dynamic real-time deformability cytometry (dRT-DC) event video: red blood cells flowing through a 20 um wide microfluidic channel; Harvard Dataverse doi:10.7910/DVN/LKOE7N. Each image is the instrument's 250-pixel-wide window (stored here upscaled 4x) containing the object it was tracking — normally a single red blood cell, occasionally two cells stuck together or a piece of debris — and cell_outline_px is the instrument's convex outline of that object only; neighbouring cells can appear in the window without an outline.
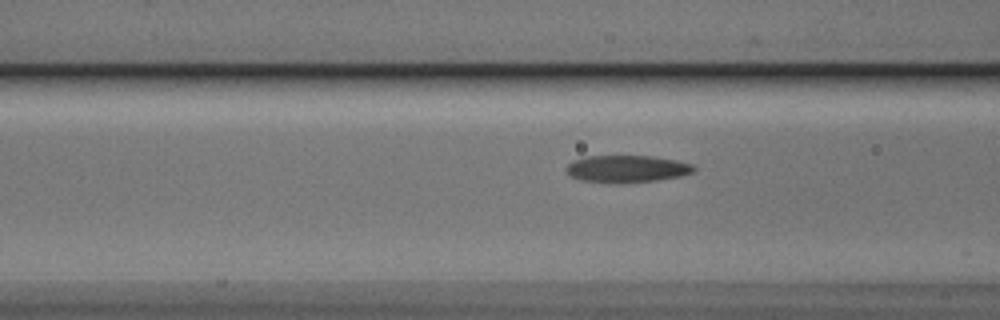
{"species": "Egyptian fruit bat (a non-hibernating species)", "species_latin": "Rousettus aegyptiacus", "temperature_condition": "cold", "stored_images_in_passage": 36, "camera_frame_rate_fps": 3000, "um_per_image_px": 0.085, "animal": {"sex": "male"}, "frame": {"image": 1, "passage_image": 8, "time_ms": 2.333, "image_size_px": [1000, 320], "cell_outline_px": [[696, 172], [680, 176], [656, 180], [616, 184], [580, 180], [572, 176], [564, 168], [572, 160], [588, 156], [652, 156], [676, 160], [692, 164], [696, 168]], "centroid_in_image_um": [53.29, 14.35], "position_along_channel_um": 113.3, "area_um2": 20.35}}
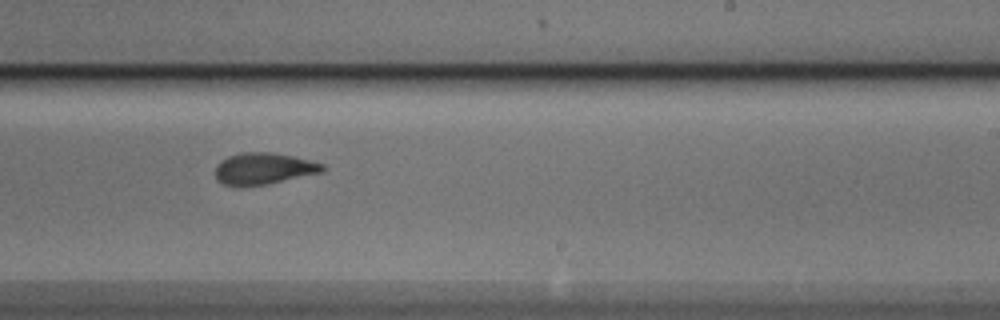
{"frame": {"image": 2, "passage_image": 20, "time_ms": 6.333, "image_size_px": [1000, 320], "cell_outline_px": [[324, 172], [268, 184], [244, 188], [236, 188], [224, 184], [216, 180], [216, 164], [220, 160], [228, 156], [240, 152], [272, 152], [292, 156], [324, 164]], "centroid_in_image_um": [22.36, 14.36], "position_along_channel_um": 266.6, "area_um2": 20.23}}
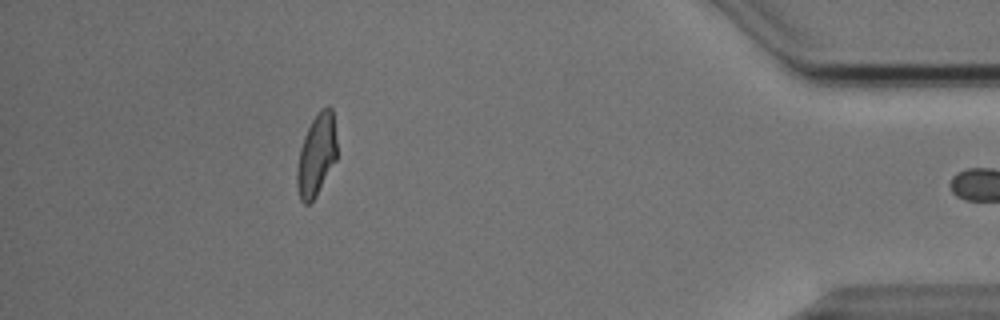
{"frame": {"image": 3, "passage_image": 35, "time_ms": 11.333, "image_size_px": [1000, 320], "cell_outline_px": [[336, 160], [316, 196], [308, 204], [304, 204], [300, 200], [296, 184], [296, 168], [300, 148], [304, 136], [312, 120], [320, 108], [328, 104], [332, 108], [336, 140]], "centroid_in_image_um": [26.88, 13.17], "position_along_channel_um": 408.3, "area_um2": 19.13}}